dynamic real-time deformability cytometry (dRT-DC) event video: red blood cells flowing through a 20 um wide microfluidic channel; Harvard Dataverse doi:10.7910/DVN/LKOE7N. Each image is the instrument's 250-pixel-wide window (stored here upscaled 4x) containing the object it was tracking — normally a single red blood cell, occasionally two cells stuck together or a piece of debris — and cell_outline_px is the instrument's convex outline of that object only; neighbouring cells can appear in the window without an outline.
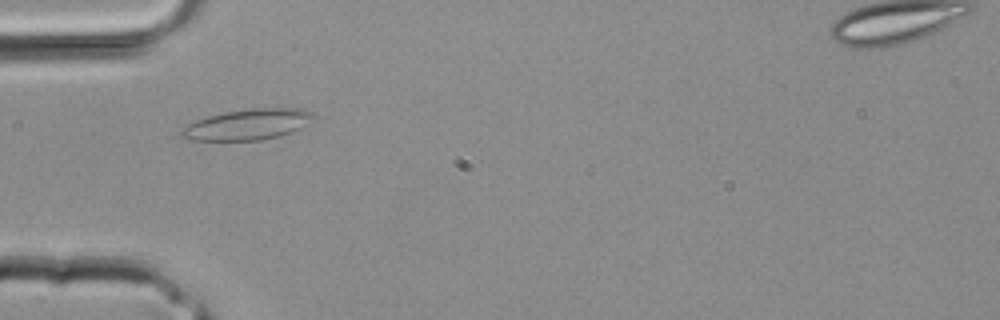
{"species": "common noctule bat (a hibernating species)", "species_latin": "Nyctalus noctula", "temperature_condition": "room temperature", "stored_images_in_passage": 3, "camera_frame_rate_fps": 3000, "um_per_image_px": 0.085, "animal": {"sex": "male", "body_mass_g": 20.4}, "frame": {"image": 1, "passage_image": 3, "time_ms": 0.667, "image_size_px": [1000, 320], "cell_outline_px": [[316, 116], [300, 128], [292, 132], [280, 136], [260, 140], [188, 140], [180, 136], [180, 128], [196, 120], [208, 116], [224, 112], [252, 108], [304, 108], [312, 112]], "centroid_in_image_um": [21.04, 10.58], "position_along_channel_um": 64.0, "area_um2": 23.76}}